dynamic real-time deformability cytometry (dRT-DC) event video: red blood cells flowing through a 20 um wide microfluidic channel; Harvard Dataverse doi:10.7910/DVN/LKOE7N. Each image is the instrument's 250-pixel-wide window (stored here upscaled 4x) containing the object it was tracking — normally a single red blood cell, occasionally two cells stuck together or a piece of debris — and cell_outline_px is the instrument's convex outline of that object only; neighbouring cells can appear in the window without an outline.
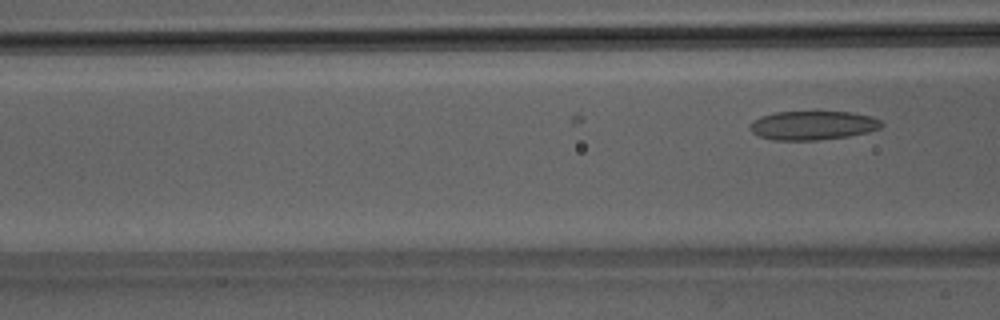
{"species": "Egyptian fruit bat (a non-hibernating species)", "species_latin": "Rousettus aegyptiacus", "temperature_condition": "room temperature", "stored_images_in_passage": 3, "camera_frame_rate_fps": 3000, "um_per_image_px": 0.085, "animal": {"sex": "male"}, "frame": {"image": 1, "passage_image": 3, "time_ms": 0.667, "image_size_px": [1000, 320], "cell_outline_px": [[884, 124], [880, 128], [868, 132], [848, 136], [820, 140], [772, 140], [756, 136], [748, 128], [752, 120], [760, 116], [776, 112], [852, 112], [872, 116], [880, 120]], "centroid_in_image_um": [69.06, 10.66], "position_along_channel_um": 97.5, "area_um2": 22.43}}